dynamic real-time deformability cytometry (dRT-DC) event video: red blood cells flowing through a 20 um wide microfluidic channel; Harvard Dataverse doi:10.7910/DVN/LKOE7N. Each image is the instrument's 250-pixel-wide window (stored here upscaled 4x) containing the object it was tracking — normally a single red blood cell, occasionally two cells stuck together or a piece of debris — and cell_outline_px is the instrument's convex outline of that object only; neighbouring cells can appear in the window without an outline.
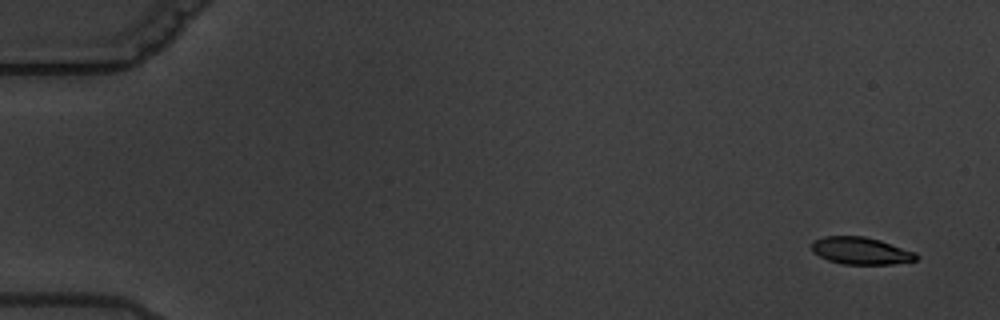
{"species": "common noctule bat (a hibernating species)", "species_latin": "Nyctalus noctula", "temperature_condition": "warm", "stored_images_in_passage": 18, "camera_frame_rate_fps": 3000, "um_per_image_px": 0.085, "animal": {"sex": "male", "body_mass_g": 19.5, "forearm_length_mm": 54.6}, "frame": {"image": 1, "passage_image": 2, "time_ms": 1.0, "image_size_px": [1000, 320], "cell_outline_px": [[920, 256], [916, 260], [892, 264], [844, 264], [828, 260], [812, 252], [812, 240], [824, 236], [864, 236], [880, 240], [916, 252]], "centroid_in_image_um": [73.17, 21.31], "position_along_channel_um": 11.8, "area_um2": 16.65}}
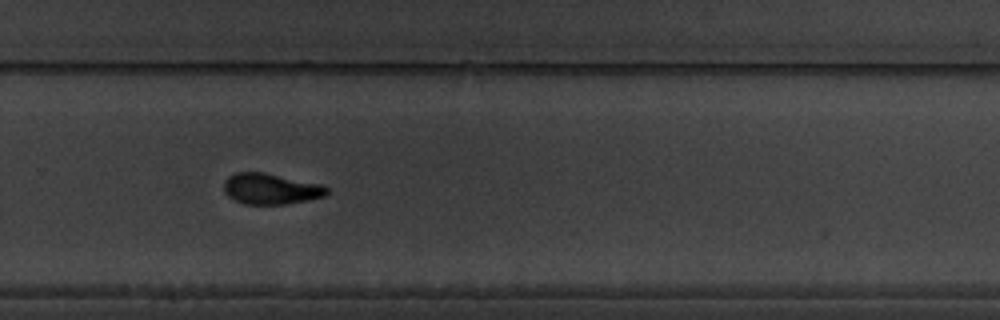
{"frame": {"image": 2, "passage_image": 13, "time_ms": 14.0, "image_size_px": [1000, 320], "cell_outline_px": [[328, 192], [324, 196], [308, 200], [284, 204], [244, 204], [228, 196], [224, 192], [224, 180], [228, 176], [236, 172], [264, 172], [320, 184], [328, 188]], "centroid_in_image_um": [22.98, 16.04], "position_along_channel_um": 306.8, "area_um2": 18.44}}
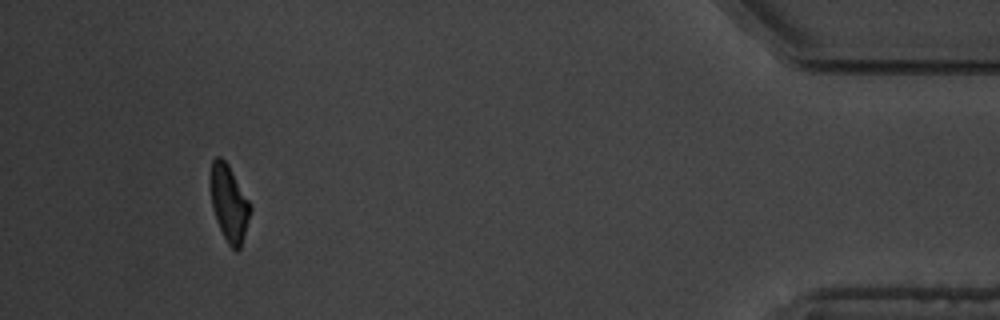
{"frame": {"image": 3, "passage_image": 17, "time_ms": 19.0, "image_size_px": [1000, 320], "cell_outline_px": [[252, 208], [240, 248], [236, 252], [228, 244], [220, 228], [212, 208], [208, 184], [208, 180], [212, 160], [216, 156], [220, 156], [228, 164], [248, 200]], "centroid_in_image_um": [19.42, 17.22], "position_along_channel_um": 415.8, "area_um2": 17.8}, "authors_computed_cell_mechanics": {"area_um2": 17.8024, "velocity_mm_per_s": 3.3761, "shape_relaxation_time_tau1_ms": 2.7052, "shape_relaxation_time_tau2_ms": 1.1199, "deformation_change_tau1": 0.1358, "deformation_change_tau2": 0.0555}}